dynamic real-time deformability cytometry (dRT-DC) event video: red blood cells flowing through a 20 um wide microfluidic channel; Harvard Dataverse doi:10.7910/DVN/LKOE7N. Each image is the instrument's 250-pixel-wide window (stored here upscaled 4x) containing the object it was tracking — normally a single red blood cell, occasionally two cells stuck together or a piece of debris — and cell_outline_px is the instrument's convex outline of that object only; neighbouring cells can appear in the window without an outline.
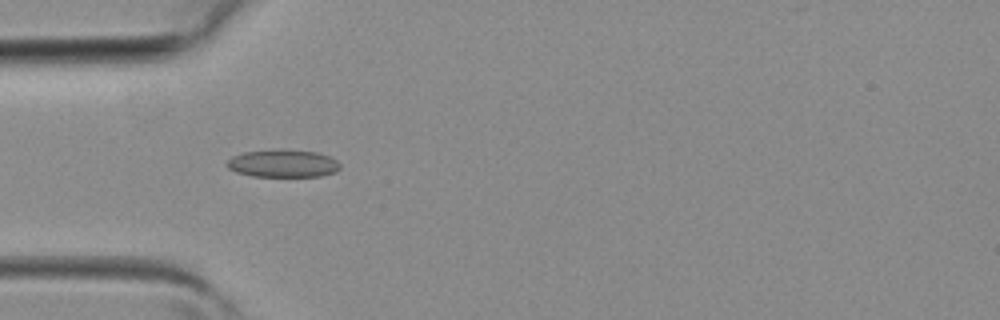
{"species": "common noctule bat (a hibernating species)", "species_latin": "Nyctalus noctula", "temperature_condition": "room temperature", "stored_images_in_passage": 4, "camera_frame_rate_fps": 3000, "um_per_image_px": 0.085, "animal": {"sex": "female", "body_mass_g": 19.3, "forearm_length_mm": 54.1}, "frame": {"image": 1, "passage_image": 3, "time_ms": 0.667, "image_size_px": [1000, 320], "cell_outline_px": [[340, 168], [336, 172], [320, 176], [252, 176], [236, 172], [228, 168], [224, 164], [232, 156], [244, 152], [276, 148], [280, 148], [316, 152], [328, 156], [336, 160], [340, 164]], "centroid_in_image_um": [24.02, 13.88], "position_along_channel_um": 61.0, "area_um2": 18.5}}
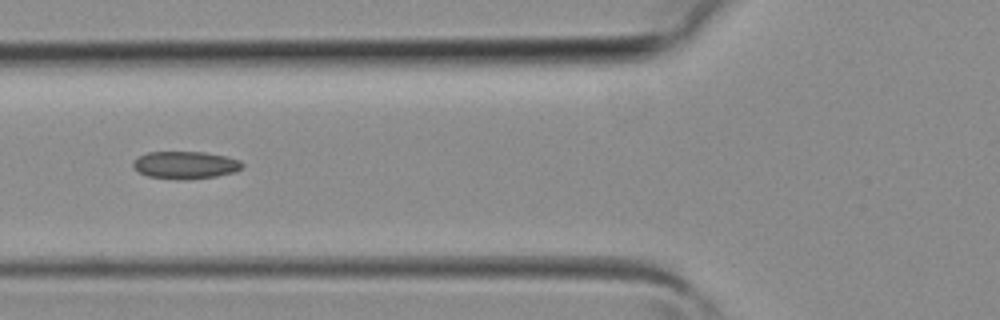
{"frame": {"image": 2, "passage_image": 4, "time_ms": 1.0, "image_size_px": [1000, 320], "cell_outline_px": [[244, 168], [236, 172], [216, 176], [188, 180], [176, 180], [148, 176], [132, 168], [132, 160], [148, 152], [204, 152], [228, 156], [240, 160], [244, 164]], "centroid_in_image_um": [15.78, 14.03], "position_along_channel_um": 110.0, "area_um2": 17.86}}